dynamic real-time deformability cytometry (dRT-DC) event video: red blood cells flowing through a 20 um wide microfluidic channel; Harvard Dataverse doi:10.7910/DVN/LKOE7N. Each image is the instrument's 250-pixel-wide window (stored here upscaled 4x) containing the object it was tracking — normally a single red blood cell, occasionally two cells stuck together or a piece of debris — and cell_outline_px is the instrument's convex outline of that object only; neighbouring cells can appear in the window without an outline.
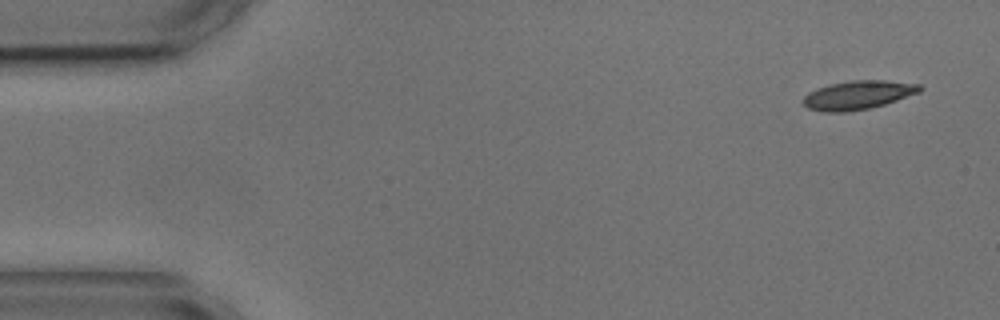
{"species": "common noctule bat (a hibernating species)", "species_latin": "Nyctalus noctula", "temperature_condition": "cold", "stored_images_in_passage": 3, "camera_frame_rate_fps": 3000, "um_per_image_px": 0.085, "animal": {"sex": "male", "body_mass_g": 17.9, "forearm_length_mm": 54.2}, "frame": {"image": 1, "passage_image": 1, "time_ms": 0.0, "image_size_px": [1000, 320], "cell_outline_px": [[924, 88], [920, 92], [872, 108], [844, 112], [824, 112], [808, 108], [800, 100], [808, 92], [816, 88], [832, 84], [852, 80], [884, 80], [920, 84]], "centroid_in_image_um": [72.92, 8.08], "position_along_channel_um": 12.1, "area_um2": 19.59}}